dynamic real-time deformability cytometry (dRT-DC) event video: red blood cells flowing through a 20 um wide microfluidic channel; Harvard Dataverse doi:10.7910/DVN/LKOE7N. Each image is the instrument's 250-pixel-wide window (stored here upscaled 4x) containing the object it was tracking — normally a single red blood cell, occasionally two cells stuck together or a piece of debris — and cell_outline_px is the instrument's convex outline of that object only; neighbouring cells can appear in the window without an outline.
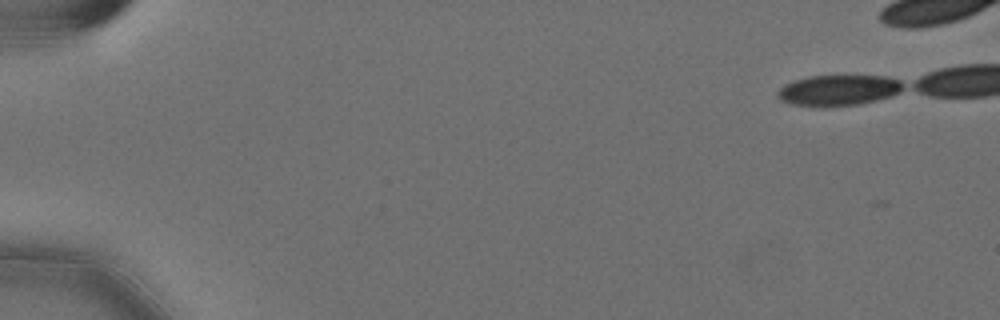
{"species": "Egyptian fruit bat (a non-hibernating species)", "species_latin": "Rousettus aegyptiacus", "temperature_condition": "cold", "stored_images_in_passage": 45, "camera_frame_rate_fps": 3000, "um_per_image_px": 0.085, "animal": {"sex": "female"}, "frame": {"image": 1, "passage_image": 1, "time_ms": 0.0, "image_size_px": [1000, 320], "cell_outline_px": [[904, 88], [896, 92], [884, 96], [864, 100], [840, 104], [808, 104], [788, 100], [780, 92], [784, 88], [792, 84], [804, 80], [820, 76], [872, 76], [896, 80], [904, 84]], "centroid_in_image_um": [71.43, 7.6], "position_along_channel_um": 13.6, "area_um2": 19.02}}
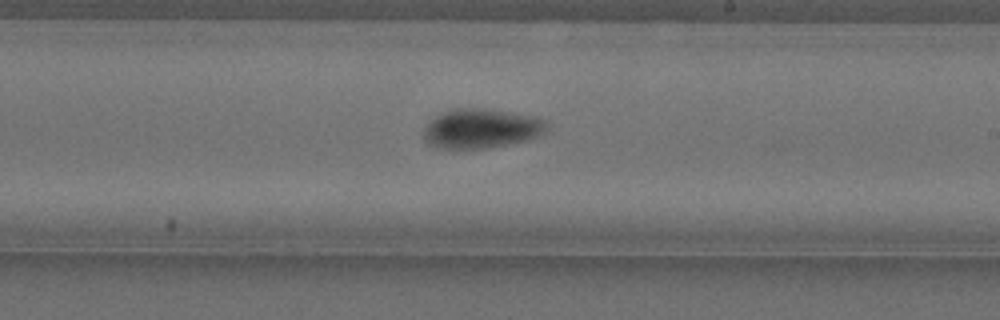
{"frame": {"image": 2, "passage_image": 32, "time_ms": 10.333, "image_size_px": [1000, 320], "cell_outline_px": [[532, 128], [528, 132], [520, 136], [492, 140], [448, 140], [436, 136], [432, 128], [440, 120], [448, 116], [488, 116], [516, 120], [532, 124]], "centroid_in_image_um": [40.76, 10.89], "position_along_channel_um": 248.2, "area_um2": 14.22}}
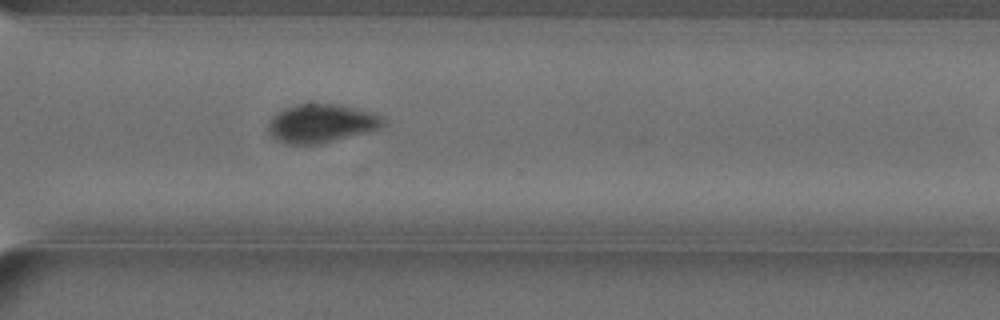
{"frame": {"image": 3, "passage_image": 40, "time_ms": 13.0, "image_size_px": [1000, 320], "cell_outline_px": [[372, 124], [360, 128], [328, 136], [304, 140], [284, 136], [276, 132], [276, 120], [280, 116], [296, 108], [332, 108], [364, 116], [372, 120]], "centroid_in_image_um": [27.07, 10.44], "position_along_channel_um": 343.5, "area_um2": 15.9}}